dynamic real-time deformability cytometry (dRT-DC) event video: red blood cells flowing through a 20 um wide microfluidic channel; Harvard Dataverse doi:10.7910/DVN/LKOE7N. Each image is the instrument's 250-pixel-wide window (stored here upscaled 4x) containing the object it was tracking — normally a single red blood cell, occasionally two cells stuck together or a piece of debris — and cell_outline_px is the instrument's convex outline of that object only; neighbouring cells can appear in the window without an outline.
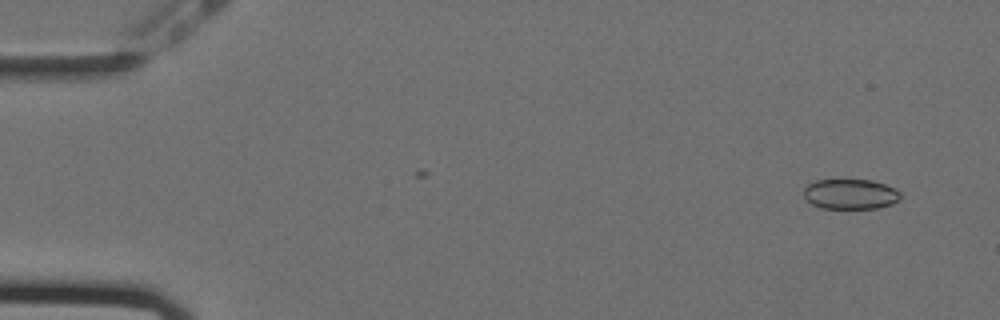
{"species": "Egyptian fruit bat (a non-hibernating species)", "species_latin": "Rousettus aegyptiacus", "temperature_condition": "cold", "stored_images_in_passage": 56, "camera_frame_rate_fps": 3000, "um_per_image_px": 0.085, "animal": {"sex": "female"}, "frame": {"image": 1, "passage_image": 3, "time_ms": 0.667, "image_size_px": [1000, 320], "cell_outline_px": [[900, 200], [892, 204], [876, 208], [820, 208], [812, 204], [804, 196], [804, 188], [808, 184], [816, 180], [872, 180], [896, 188], [900, 192]], "centroid_in_image_um": [72.3, 16.5], "position_along_channel_um": 12.7, "area_um2": 16.99}}
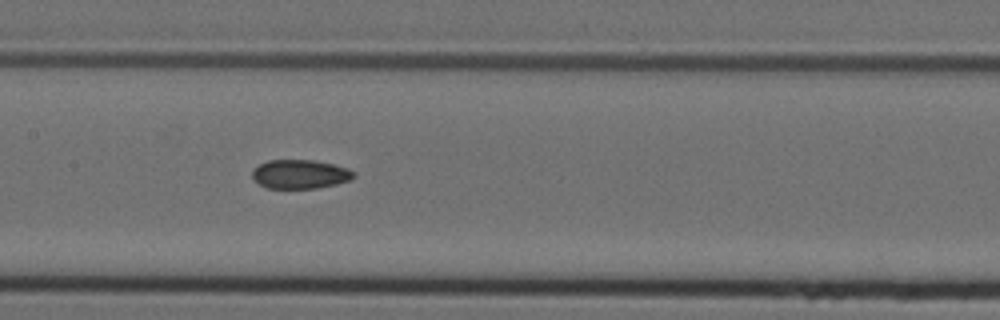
{"frame": {"image": 2, "passage_image": 27, "time_ms": 8.667, "image_size_px": [1000, 320], "cell_outline_px": [[356, 176], [352, 180], [336, 184], [316, 188], [268, 188], [260, 184], [252, 176], [252, 168], [268, 160], [312, 160], [332, 164], [348, 168], [356, 172]], "centroid_in_image_um": [25.54, 14.8], "position_along_channel_um": 181.9, "area_um2": 17.17}}
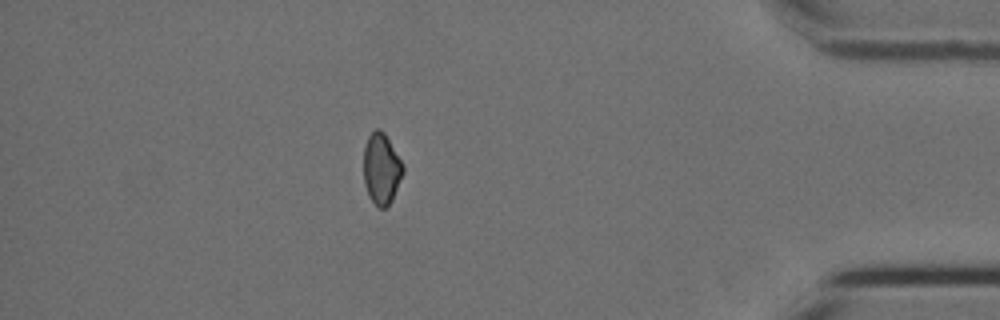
{"frame": {"image": 3, "passage_image": 49, "time_ms": 16.0, "image_size_px": [1000, 320], "cell_outline_px": [[404, 172], [392, 200], [384, 208], [380, 208], [368, 196], [364, 184], [364, 144], [368, 136], [376, 128], [380, 128], [384, 132], [404, 164]], "centroid_in_image_um": [32.42, 14.32], "position_along_channel_um": 402.8, "area_um2": 16.42}, "authors_computed_cell_mechanics": {"area_um2": 17.6868, "velocity_mm_per_s": 3.5818, "shape_relaxation_time_tau1_ms": null, "shape_relaxation_time_tau2_ms": 5.6182, "deformation_change_tau1": null, "deformation_change_tau2": 0.0856}}